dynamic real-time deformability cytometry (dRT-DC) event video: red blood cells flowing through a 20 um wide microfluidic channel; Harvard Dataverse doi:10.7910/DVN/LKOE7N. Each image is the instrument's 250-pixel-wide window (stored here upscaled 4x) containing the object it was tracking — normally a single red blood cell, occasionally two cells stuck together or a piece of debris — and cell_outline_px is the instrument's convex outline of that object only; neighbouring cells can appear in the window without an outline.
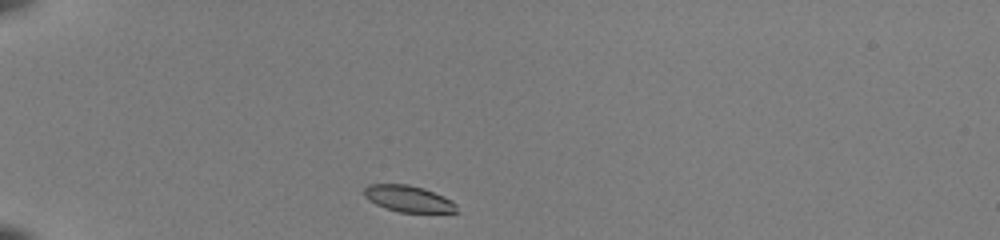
{"species": "common noctule bat (a hibernating species)", "species_latin": "Nyctalus noctula", "temperature_condition": "room temperature", "stored_images_in_passage": 37, "camera_frame_rate_fps": 3000, "um_per_image_px": 0.085, "animal": {"sex": "female", "body_mass_g": 22.0, "forearm_length_mm": 56.7}, "frame": {"image": 1, "passage_image": 1, "time_ms": 0.0, "image_size_px": [1000, 240], "cell_outline_px": [[460, 212], [400, 212], [384, 208], [368, 200], [364, 196], [364, 188], [368, 184], [408, 184], [424, 188], [444, 196], [452, 200], [456, 204]], "centroid_in_image_um": [34.72, 16.89], "position_along_channel_um": 50.3, "area_um2": 14.39}}
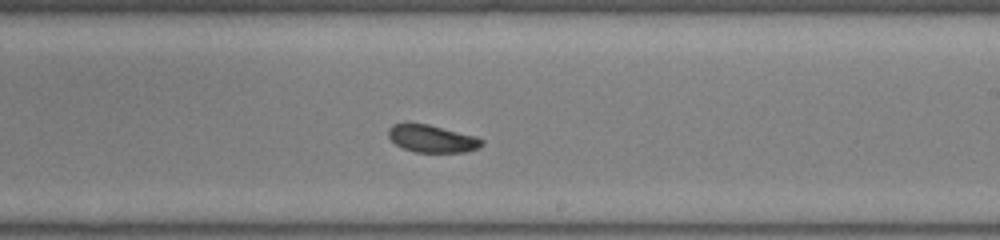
{"frame": {"image": 2, "passage_image": 19, "time_ms": 6.0, "image_size_px": [1000, 240], "cell_outline_px": [[484, 144], [480, 148], [468, 152], [416, 152], [404, 148], [396, 144], [388, 136], [388, 128], [392, 124], [408, 120], [428, 124], [476, 136], [484, 140]], "centroid_in_image_um": [36.71, 11.75], "position_along_channel_um": 252.3, "area_um2": 15.43}}
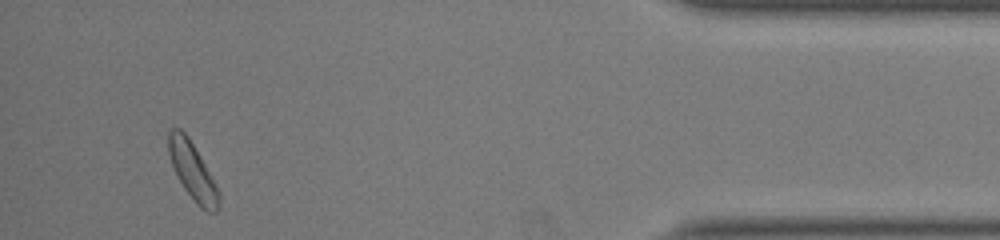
{"frame": {"image": 3, "passage_image": 35, "time_ms": 11.333, "image_size_px": [1000, 240], "cell_outline_px": [[220, 208], [216, 212], [208, 212], [200, 208], [184, 188], [172, 164], [168, 152], [168, 128], [180, 128], [188, 136], [220, 192]], "centroid_in_image_um": [16.38, 14.56], "position_along_channel_um": 418.8, "area_um2": 16.53}, "authors_computed_cell_mechanics": {"area_um2": 15.4904, "velocity_mm_per_s": 3.9778, "shape_relaxation_time_tau1_ms": 4.8067, "shape_relaxation_time_tau2_ms": 1.7169, "deformation_change_tau1": 0.0829, "deformation_change_tau2": 0.061}}